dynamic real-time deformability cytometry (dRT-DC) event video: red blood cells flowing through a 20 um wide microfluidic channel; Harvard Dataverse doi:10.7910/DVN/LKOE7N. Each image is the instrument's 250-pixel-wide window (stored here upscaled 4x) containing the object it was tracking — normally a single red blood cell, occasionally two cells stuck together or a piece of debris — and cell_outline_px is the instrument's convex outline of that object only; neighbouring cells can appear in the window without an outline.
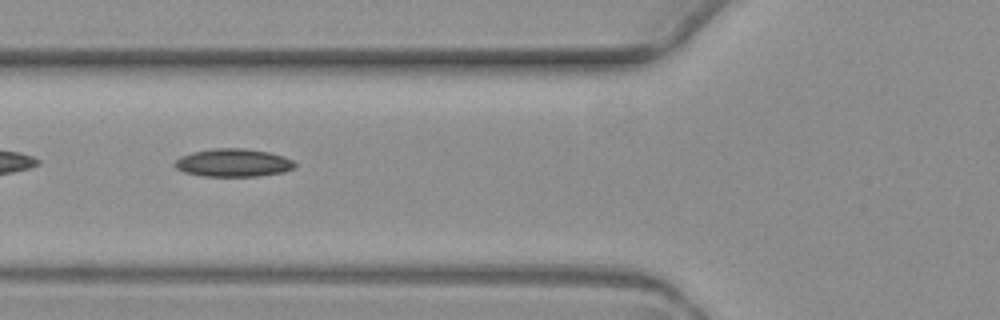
{"species": "common noctule bat (a hibernating species)", "species_latin": "Nyctalus noctula", "temperature_condition": "warm", "stored_images_in_passage": 8, "camera_frame_rate_fps": 3000, "um_per_image_px": 0.085, "animal": {"sex": "female", "body_mass_g": 19.3, "forearm_length_mm": 54.1}, "frame": {"image": 1, "passage_image": 5, "time_ms": 5.0, "image_size_px": [1000, 320], "cell_outline_px": [[296, 168], [284, 172], [256, 176], [204, 176], [184, 172], [176, 168], [172, 164], [180, 156], [192, 152], [212, 148], [244, 148], [268, 152], [284, 156], [292, 160], [296, 164]], "centroid_in_image_um": [19.82, 13.83], "position_along_channel_um": 106.0, "area_um2": 19.71}}
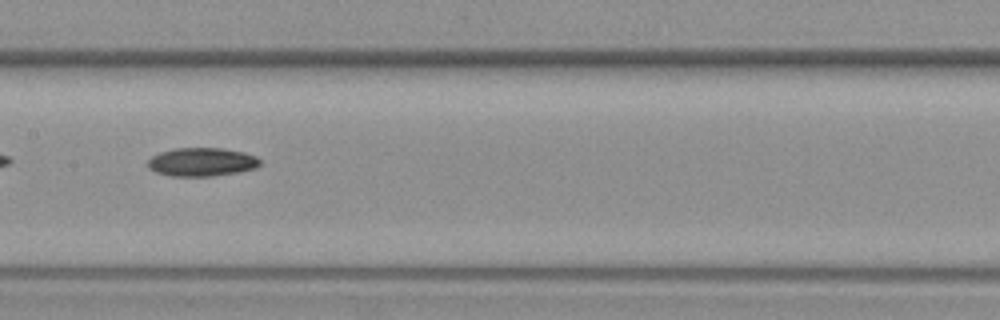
{"frame": {"image": 2, "passage_image": 7, "time_ms": 7.333, "image_size_px": [1000, 320], "cell_outline_px": [[260, 164], [256, 168], [240, 172], [212, 176], [172, 176], [156, 172], [148, 168], [148, 160], [152, 156], [160, 152], [176, 148], [224, 148], [244, 152], [256, 156], [260, 160]], "centroid_in_image_um": [17.17, 13.77], "position_along_channel_um": 190.2, "area_um2": 18.73}}
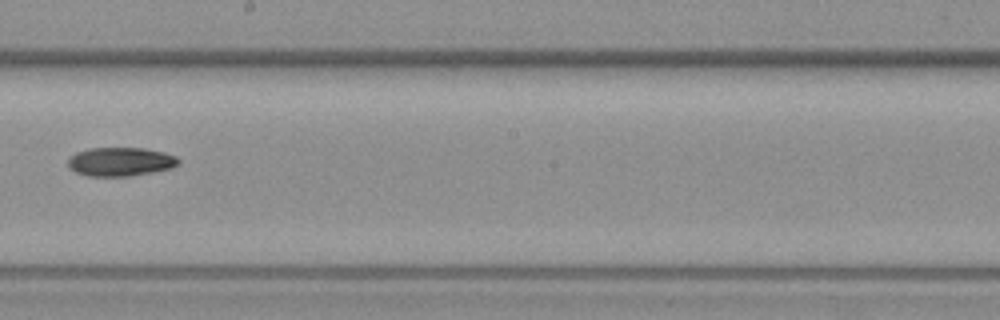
{"frame": {"image": 3, "passage_image": 8, "time_ms": 8.667, "image_size_px": [1000, 320], "cell_outline_px": [[180, 164], [172, 168], [152, 172], [128, 176], [88, 176], [76, 172], [68, 168], [68, 160], [76, 152], [92, 148], [144, 148], [164, 152], [176, 156], [180, 160]], "centroid_in_image_um": [10.26, 13.74], "position_along_channel_um": 237.9, "area_um2": 18.55}}